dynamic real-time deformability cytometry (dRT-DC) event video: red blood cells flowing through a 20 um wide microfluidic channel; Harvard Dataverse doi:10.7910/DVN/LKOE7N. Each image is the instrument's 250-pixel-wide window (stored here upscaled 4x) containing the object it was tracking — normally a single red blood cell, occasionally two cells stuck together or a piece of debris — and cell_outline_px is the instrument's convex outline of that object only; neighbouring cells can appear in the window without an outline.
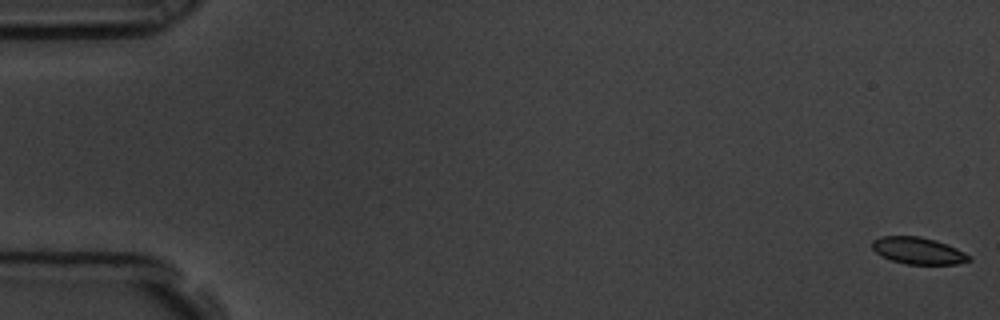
{"species": "common noctule bat (a hibernating species)", "species_latin": "Nyctalus noctula", "temperature_condition": "room temperature", "stored_images_in_passage": 6, "camera_frame_rate_fps": 3000, "um_per_image_px": 0.085, "animal": {"sex": "male", "body_mass_g": 19.5, "forearm_length_mm": 54.6}, "frame": {"image": 1, "passage_image": 1, "time_ms": 0.0, "image_size_px": [1000, 320], "cell_outline_px": [[972, 260], [956, 264], [908, 264], [892, 260], [876, 252], [872, 248], [872, 240], [880, 236], [920, 236], [936, 240], [956, 248], [972, 256]], "centroid_in_image_um": [78.07, 21.3], "position_along_channel_um": 6.9, "area_um2": 15.09}}
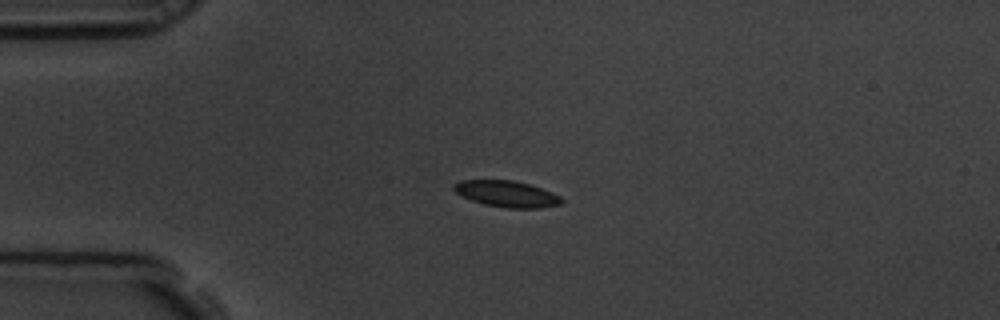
{"frame": {"image": 2, "passage_image": 5, "time_ms": 1.333, "image_size_px": [1000, 320], "cell_outline_px": [[564, 200], [560, 204], [540, 208], [508, 208], [484, 204], [472, 200], [456, 192], [452, 188], [460, 180], [512, 180], [528, 184], [552, 192], [560, 196]], "centroid_in_image_um": [43.1, 16.48], "position_along_channel_um": 41.9, "area_um2": 16.24}}